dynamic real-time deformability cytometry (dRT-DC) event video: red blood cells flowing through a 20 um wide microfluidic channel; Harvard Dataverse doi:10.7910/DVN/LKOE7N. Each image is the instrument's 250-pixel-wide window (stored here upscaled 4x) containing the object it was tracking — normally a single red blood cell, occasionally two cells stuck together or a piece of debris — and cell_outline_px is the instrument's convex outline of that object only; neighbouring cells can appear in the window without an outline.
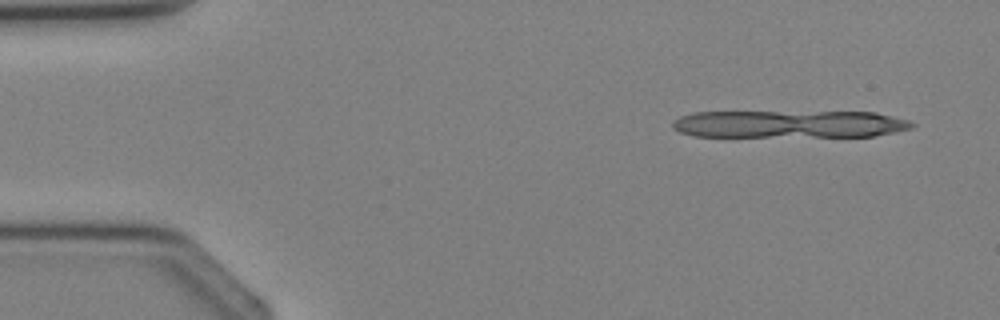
{"species": "Egyptian fruit bat (a non-hibernating species)", "species_latin": "Rousettus aegyptiacus", "temperature_condition": "cold", "stored_images_in_passage": 4, "segment_of_instrument_passage": [2, 2], "camera_frame_rate_fps": 3000, "um_per_image_px": 0.085, "animal": {"sex": "female"}, "frame": {"image": 1, "passage_image": 4, "time_ms": 3.667, "image_size_px": [1000, 320], "cell_outline_px": [[916, 124], [912, 128], [896, 132], [872, 136], [696, 136], [680, 132], [672, 128], [672, 120], [680, 116], [692, 112], [876, 112], [908, 120]], "centroid_in_image_um": [67.09, 10.54], "position_along_channel_um": 17.9, "area_um2": 38.38}}